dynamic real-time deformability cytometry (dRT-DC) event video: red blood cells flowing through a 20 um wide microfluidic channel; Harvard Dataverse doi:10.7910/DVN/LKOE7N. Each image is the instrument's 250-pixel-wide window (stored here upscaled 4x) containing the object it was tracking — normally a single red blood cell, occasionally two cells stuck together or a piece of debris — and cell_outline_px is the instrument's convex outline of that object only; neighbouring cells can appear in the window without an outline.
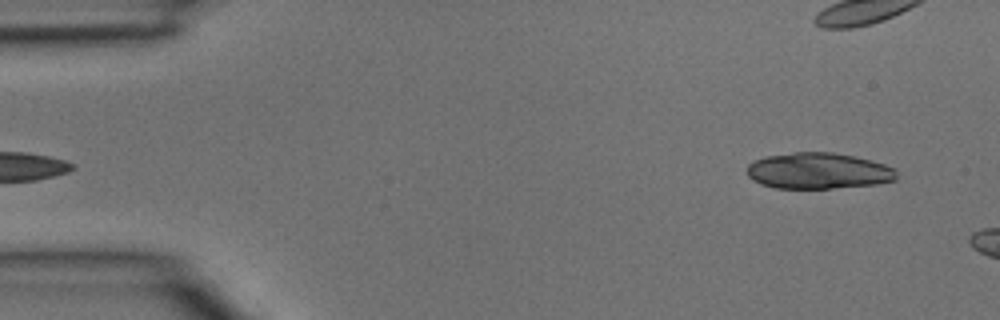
{"species": "common noctule bat (a hibernating species)", "species_latin": "Nyctalus noctula", "temperature_condition": "room temperature", "stored_images_in_passage": 5, "camera_frame_rate_fps": 3000, "um_per_image_px": 0.085, "animal": {"sex": "male", "body_mass_g": 15.6}, "frame": {"image": 1, "passage_image": 1, "time_ms": 0.0, "image_size_px": [1000, 320], "cell_outline_px": [[896, 180], [876, 184], [832, 188], [776, 188], [760, 184], [752, 180], [748, 176], [748, 164], [752, 160], [764, 156], [792, 152], [832, 152], [852, 156], [884, 164], [896, 168]], "centroid_in_image_um": [69.52, 14.52], "position_along_channel_um": 15.5, "area_um2": 31.56}}